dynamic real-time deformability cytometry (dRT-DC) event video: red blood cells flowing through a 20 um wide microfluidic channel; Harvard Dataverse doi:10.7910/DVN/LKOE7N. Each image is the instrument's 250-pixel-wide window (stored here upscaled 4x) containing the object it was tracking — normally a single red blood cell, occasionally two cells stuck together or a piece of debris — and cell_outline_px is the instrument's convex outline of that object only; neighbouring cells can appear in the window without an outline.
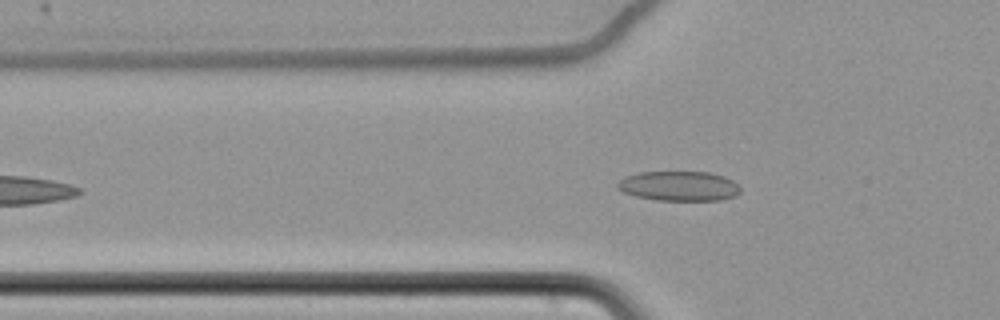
{"species": "common noctule bat (a hibernating species)", "species_latin": "Nyctalus noctula", "temperature_condition": "cold", "stored_images_in_passage": 47, "camera_frame_rate_fps": 3000, "um_per_image_px": 0.085, "animal": {"sex": "female", "body_mass_g": 22.7, "forearm_length_mm": 54.2}, "frame": {"image": 1, "passage_image": 11, "time_ms": 3.333, "image_size_px": [1000, 320], "cell_outline_px": [[740, 192], [736, 196], [720, 200], [656, 200], [636, 196], [624, 192], [616, 188], [616, 184], [624, 176], [640, 172], [708, 172], [724, 176], [732, 180], [740, 188]], "centroid_in_image_um": [57.7, 15.81], "position_along_channel_um": 68.1, "area_um2": 21.33}}
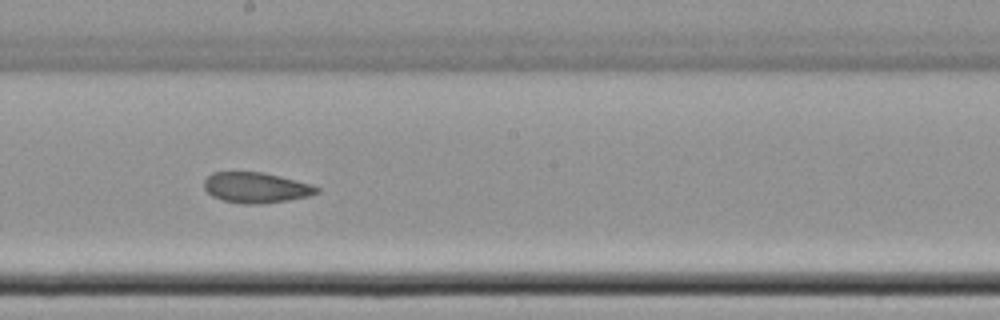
{"frame": {"image": 2, "passage_image": 25, "time_ms": 8.0, "image_size_px": [1000, 320], "cell_outline_px": [[320, 192], [308, 196], [288, 200], [256, 204], [240, 204], [224, 200], [212, 196], [204, 188], [204, 180], [212, 172], [264, 172], [312, 184], [320, 188]], "centroid_in_image_um": [21.77, 15.94], "position_along_channel_um": 226.4, "area_um2": 20.06}}
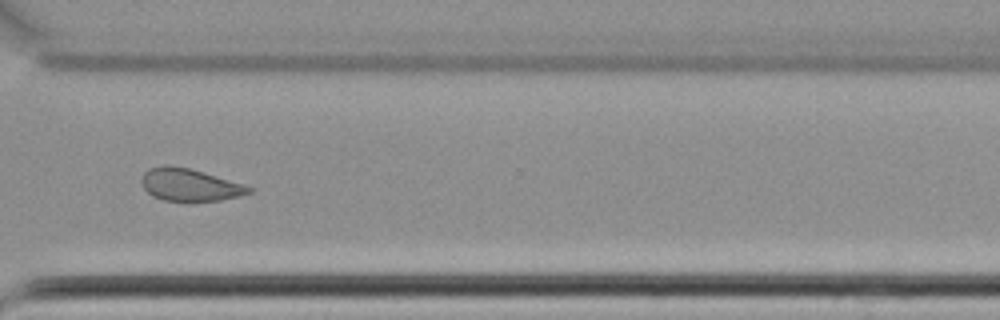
{"frame": {"image": 3, "passage_image": 36, "time_ms": 11.667, "image_size_px": [1000, 320], "cell_outline_px": [[256, 188], [252, 192], [240, 196], [220, 200], [164, 200], [152, 196], [144, 188], [140, 180], [144, 172], [148, 168], [164, 164], [168, 164], [188, 168], [204, 172], [244, 184]], "centroid_in_image_um": [16.13, 15.69], "position_along_channel_um": 354.5, "area_um2": 20.29}, "authors_computed_cell_mechanics": {"area_um2": 21.3282, "velocity_mm_per_s": 3.4702, "shape_relaxation_time_tau1_ms": null, "shape_relaxation_time_tau2_ms": 6.6135, "deformation_change_tau1": null, "deformation_change_tau2": 0.1157}}